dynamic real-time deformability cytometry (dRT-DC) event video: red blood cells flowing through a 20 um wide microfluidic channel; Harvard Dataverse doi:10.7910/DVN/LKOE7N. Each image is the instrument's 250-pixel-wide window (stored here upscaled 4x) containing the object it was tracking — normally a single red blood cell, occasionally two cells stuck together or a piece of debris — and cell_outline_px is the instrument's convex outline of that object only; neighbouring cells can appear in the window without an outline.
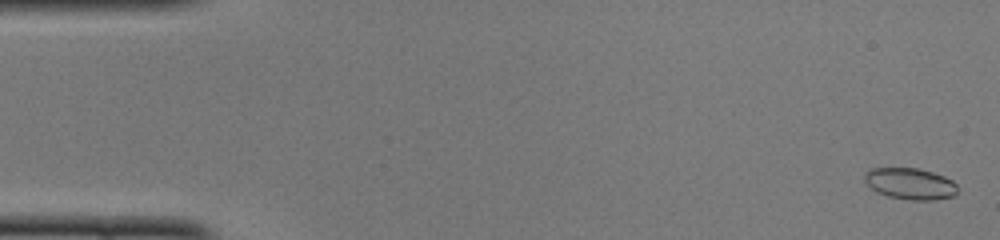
{"species": "common noctule bat (a hibernating species)", "species_latin": "Nyctalus noctula", "temperature_condition": "cold", "stored_images_in_passage": 50, "camera_frame_rate_fps": 3000, "um_per_image_px": 0.085, "animal": {"sex": "female", "body_mass_g": 22.0, "forearm_length_mm": 56.7}, "frame": {"image": 1, "passage_image": 2, "time_ms": 0.333, "image_size_px": [1000, 240], "cell_outline_px": [[956, 192], [952, 196], [936, 200], [908, 200], [888, 196], [876, 192], [864, 180], [864, 172], [868, 168], [916, 168], [932, 172], [944, 176], [952, 180], [956, 184]], "centroid_in_image_um": [77.33, 15.61], "position_along_channel_um": 7.7, "area_um2": 17.05}}
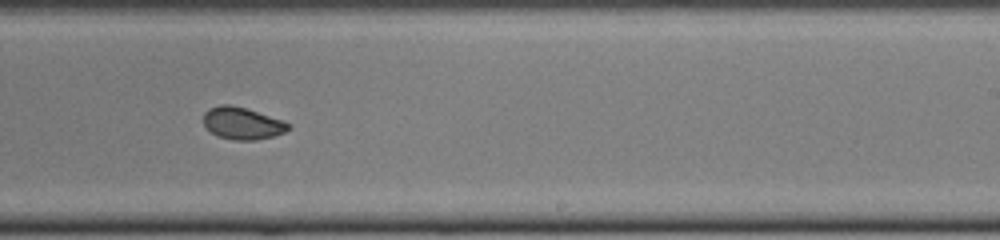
{"frame": {"image": 2, "passage_image": 31, "time_ms": 10.0, "image_size_px": [1000, 240], "cell_outline_px": [[292, 128], [284, 132], [272, 136], [256, 140], [232, 140], [216, 136], [204, 124], [204, 112], [208, 108], [220, 104], [232, 104], [284, 120], [292, 124]], "centroid_in_image_um": [20.62, 10.47], "position_along_channel_um": 268.4, "area_um2": 16.07}}
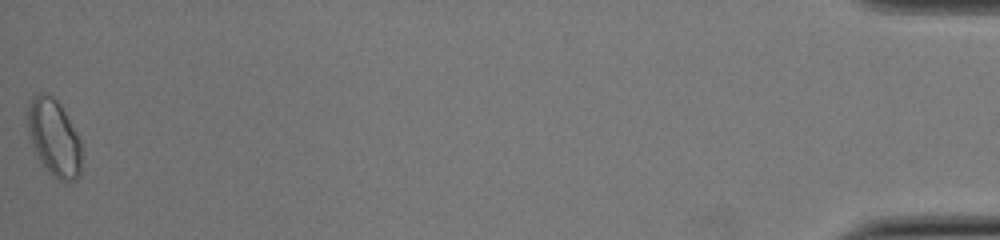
{"frame": {"image": 3, "passage_image": 50, "time_ms": 16.333, "image_size_px": [1000, 240], "cell_outline_px": [[80, 176], [76, 180], [60, 180], [52, 176], [48, 172], [40, 160], [32, 144], [28, 132], [24, 116], [28, 104], [40, 92], [48, 92], [60, 104], [80, 140]], "centroid_in_image_um": [4.55, 11.67], "position_along_channel_um": 430.7, "area_um2": 24.1}, "authors_computed_cell_mechanics": {"area_um2": 16.7909, "velocity_mm_per_s": 4.0912, "shape_relaxation_time_tau1_ms": null, "shape_relaxation_time_tau2_ms": 1.2045, "deformation_change_tau1": null, "deformation_change_tau2": 0.0503}}